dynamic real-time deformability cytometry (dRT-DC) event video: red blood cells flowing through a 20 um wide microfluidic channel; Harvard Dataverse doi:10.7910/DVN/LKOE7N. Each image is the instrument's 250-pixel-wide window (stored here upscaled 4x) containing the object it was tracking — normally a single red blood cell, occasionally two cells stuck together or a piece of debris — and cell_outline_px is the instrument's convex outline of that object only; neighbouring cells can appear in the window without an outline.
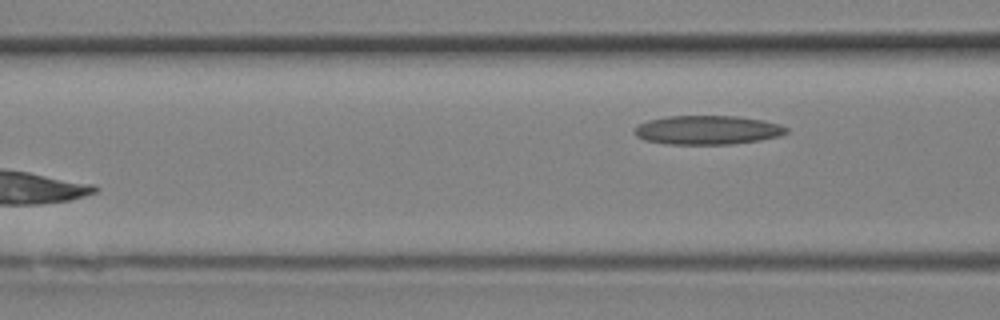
{"species": "Egyptian fruit bat (a non-hibernating species)", "species_latin": "Rousettus aegyptiacus", "temperature_condition": "room temperature", "stored_images_in_passage": 8, "segment_of_instrument_passage": [2, 2], "camera_frame_rate_fps": 3000, "um_per_image_px": 0.085, "animal": {"sex": "female"}, "frame": {"image": 1, "passage_image": 8, "time_ms": 2.333, "image_size_px": [1000, 320], "cell_outline_px": [[788, 132], [780, 136], [760, 140], [732, 144], [664, 144], [644, 140], [636, 136], [636, 128], [640, 124], [648, 120], [668, 116], [736, 116], [764, 120], [780, 124], [788, 128]], "centroid_in_image_um": [60.17, 11.05], "position_along_channel_um": 106.4, "area_um2": 25.66}}